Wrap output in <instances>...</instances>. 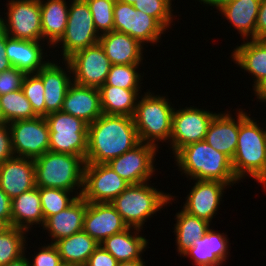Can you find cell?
I'll use <instances>...</instances> for the list:
<instances>
[{"label": "cell", "mask_w": 266, "mask_h": 266, "mask_svg": "<svg viewBox=\"0 0 266 266\" xmlns=\"http://www.w3.org/2000/svg\"><path fill=\"white\" fill-rule=\"evenodd\" d=\"M139 143L133 117L102 114L88 124L85 163L107 164Z\"/></svg>", "instance_id": "6da1fadb"}, {"label": "cell", "mask_w": 266, "mask_h": 266, "mask_svg": "<svg viewBox=\"0 0 266 266\" xmlns=\"http://www.w3.org/2000/svg\"><path fill=\"white\" fill-rule=\"evenodd\" d=\"M178 171L189 180L220 181L232 187L239 181L235 177L231 159L217 151L205 140L188 144L174 156ZM237 183V184H236Z\"/></svg>", "instance_id": "7a4b0ae2"}, {"label": "cell", "mask_w": 266, "mask_h": 266, "mask_svg": "<svg viewBox=\"0 0 266 266\" xmlns=\"http://www.w3.org/2000/svg\"><path fill=\"white\" fill-rule=\"evenodd\" d=\"M240 109V125L232 168L235 177L242 182L246 177L258 183L266 178V126L261 127L255 117ZM265 128V129H264Z\"/></svg>", "instance_id": "3957f363"}, {"label": "cell", "mask_w": 266, "mask_h": 266, "mask_svg": "<svg viewBox=\"0 0 266 266\" xmlns=\"http://www.w3.org/2000/svg\"><path fill=\"white\" fill-rule=\"evenodd\" d=\"M156 187L150 182L130 184L110 202L128 227L143 230L149 218L176 200L174 198L177 196L167 194Z\"/></svg>", "instance_id": "277c9868"}, {"label": "cell", "mask_w": 266, "mask_h": 266, "mask_svg": "<svg viewBox=\"0 0 266 266\" xmlns=\"http://www.w3.org/2000/svg\"><path fill=\"white\" fill-rule=\"evenodd\" d=\"M166 96L168 95L163 96L159 93L157 95L150 89L144 92V95L141 94L137 100L133 116L139 141L154 145L158 149L161 143L169 144L172 133L175 104H172Z\"/></svg>", "instance_id": "5b68a950"}, {"label": "cell", "mask_w": 266, "mask_h": 266, "mask_svg": "<svg viewBox=\"0 0 266 266\" xmlns=\"http://www.w3.org/2000/svg\"><path fill=\"white\" fill-rule=\"evenodd\" d=\"M34 163L37 187L60 188L81 196L86 164L81 156L48 151Z\"/></svg>", "instance_id": "8992f818"}, {"label": "cell", "mask_w": 266, "mask_h": 266, "mask_svg": "<svg viewBox=\"0 0 266 266\" xmlns=\"http://www.w3.org/2000/svg\"><path fill=\"white\" fill-rule=\"evenodd\" d=\"M49 127V151L86 158L88 124L63 111L45 117Z\"/></svg>", "instance_id": "52a82bcc"}, {"label": "cell", "mask_w": 266, "mask_h": 266, "mask_svg": "<svg viewBox=\"0 0 266 266\" xmlns=\"http://www.w3.org/2000/svg\"><path fill=\"white\" fill-rule=\"evenodd\" d=\"M69 14L66 30L61 39L52 47L62 45V59L66 60L76 51L99 43L100 34L97 32L90 8L85 0H69Z\"/></svg>", "instance_id": "ba28073f"}, {"label": "cell", "mask_w": 266, "mask_h": 266, "mask_svg": "<svg viewBox=\"0 0 266 266\" xmlns=\"http://www.w3.org/2000/svg\"><path fill=\"white\" fill-rule=\"evenodd\" d=\"M216 114L194 105L174 108L172 133L168 144L172 155L188 144L204 141L210 122Z\"/></svg>", "instance_id": "9c48e42d"}, {"label": "cell", "mask_w": 266, "mask_h": 266, "mask_svg": "<svg viewBox=\"0 0 266 266\" xmlns=\"http://www.w3.org/2000/svg\"><path fill=\"white\" fill-rule=\"evenodd\" d=\"M114 31L125 33L142 45L161 42L167 30L152 16L136 10L133 5L116 1L113 8ZM152 44V45H151Z\"/></svg>", "instance_id": "30bf717a"}, {"label": "cell", "mask_w": 266, "mask_h": 266, "mask_svg": "<svg viewBox=\"0 0 266 266\" xmlns=\"http://www.w3.org/2000/svg\"><path fill=\"white\" fill-rule=\"evenodd\" d=\"M8 2V3H7ZM3 12L7 36L15 39L45 42L42 37L39 0H7Z\"/></svg>", "instance_id": "8fae6325"}, {"label": "cell", "mask_w": 266, "mask_h": 266, "mask_svg": "<svg viewBox=\"0 0 266 266\" xmlns=\"http://www.w3.org/2000/svg\"><path fill=\"white\" fill-rule=\"evenodd\" d=\"M14 156L36 159L49 151V127L45 117L8 124Z\"/></svg>", "instance_id": "7c38bea8"}, {"label": "cell", "mask_w": 266, "mask_h": 266, "mask_svg": "<svg viewBox=\"0 0 266 266\" xmlns=\"http://www.w3.org/2000/svg\"><path fill=\"white\" fill-rule=\"evenodd\" d=\"M129 185L108 164L86 163L81 197L91 203H110Z\"/></svg>", "instance_id": "4fadbf2b"}, {"label": "cell", "mask_w": 266, "mask_h": 266, "mask_svg": "<svg viewBox=\"0 0 266 266\" xmlns=\"http://www.w3.org/2000/svg\"><path fill=\"white\" fill-rule=\"evenodd\" d=\"M66 61L70 64L74 83L95 88L105 84L111 67L100 43L76 51Z\"/></svg>", "instance_id": "5bb4252c"}, {"label": "cell", "mask_w": 266, "mask_h": 266, "mask_svg": "<svg viewBox=\"0 0 266 266\" xmlns=\"http://www.w3.org/2000/svg\"><path fill=\"white\" fill-rule=\"evenodd\" d=\"M158 148L140 142L132 150L110 160L107 164L129 184L149 182L156 172V154Z\"/></svg>", "instance_id": "9a60e30c"}, {"label": "cell", "mask_w": 266, "mask_h": 266, "mask_svg": "<svg viewBox=\"0 0 266 266\" xmlns=\"http://www.w3.org/2000/svg\"><path fill=\"white\" fill-rule=\"evenodd\" d=\"M191 180L195 182L183 202L182 210L211 223L221 205L224 190L230 187L220 181Z\"/></svg>", "instance_id": "2e32d148"}, {"label": "cell", "mask_w": 266, "mask_h": 266, "mask_svg": "<svg viewBox=\"0 0 266 266\" xmlns=\"http://www.w3.org/2000/svg\"><path fill=\"white\" fill-rule=\"evenodd\" d=\"M56 60L51 59L36 73L44 85L46 116L61 111L66 93L73 83L70 64L66 60H62V65H59Z\"/></svg>", "instance_id": "e0dca14e"}, {"label": "cell", "mask_w": 266, "mask_h": 266, "mask_svg": "<svg viewBox=\"0 0 266 266\" xmlns=\"http://www.w3.org/2000/svg\"><path fill=\"white\" fill-rule=\"evenodd\" d=\"M128 226L111 203H91L86 201L83 231L99 244L113 234L120 233Z\"/></svg>", "instance_id": "ac0fdd59"}, {"label": "cell", "mask_w": 266, "mask_h": 266, "mask_svg": "<svg viewBox=\"0 0 266 266\" xmlns=\"http://www.w3.org/2000/svg\"><path fill=\"white\" fill-rule=\"evenodd\" d=\"M34 187V159L13 156L0 164V188L11 200Z\"/></svg>", "instance_id": "d6986e66"}, {"label": "cell", "mask_w": 266, "mask_h": 266, "mask_svg": "<svg viewBox=\"0 0 266 266\" xmlns=\"http://www.w3.org/2000/svg\"><path fill=\"white\" fill-rule=\"evenodd\" d=\"M227 236L226 233H220L210 227L181 257H190L195 266H222L229 259L230 245Z\"/></svg>", "instance_id": "ffe728a7"}, {"label": "cell", "mask_w": 266, "mask_h": 266, "mask_svg": "<svg viewBox=\"0 0 266 266\" xmlns=\"http://www.w3.org/2000/svg\"><path fill=\"white\" fill-rule=\"evenodd\" d=\"M45 42H35L5 37L6 57L11 66L25 72L26 74L37 73L50 60L46 59L44 46H49ZM46 54V55H45ZM46 59V60H45Z\"/></svg>", "instance_id": "44dd1931"}, {"label": "cell", "mask_w": 266, "mask_h": 266, "mask_svg": "<svg viewBox=\"0 0 266 266\" xmlns=\"http://www.w3.org/2000/svg\"><path fill=\"white\" fill-rule=\"evenodd\" d=\"M225 111L218 112L214 116L208 127L205 141L232 160L238 142L240 109H235V118L230 111H227V109Z\"/></svg>", "instance_id": "7402d4cb"}, {"label": "cell", "mask_w": 266, "mask_h": 266, "mask_svg": "<svg viewBox=\"0 0 266 266\" xmlns=\"http://www.w3.org/2000/svg\"><path fill=\"white\" fill-rule=\"evenodd\" d=\"M61 111L93 123L103 112L99 88L72 83L66 93Z\"/></svg>", "instance_id": "603a6c76"}, {"label": "cell", "mask_w": 266, "mask_h": 266, "mask_svg": "<svg viewBox=\"0 0 266 266\" xmlns=\"http://www.w3.org/2000/svg\"><path fill=\"white\" fill-rule=\"evenodd\" d=\"M99 43L111 65L143 64L144 45L125 33L111 31L102 34Z\"/></svg>", "instance_id": "cb8c5ba5"}, {"label": "cell", "mask_w": 266, "mask_h": 266, "mask_svg": "<svg viewBox=\"0 0 266 266\" xmlns=\"http://www.w3.org/2000/svg\"><path fill=\"white\" fill-rule=\"evenodd\" d=\"M232 51L231 61L252 76L254 90L266 78V40L246 39Z\"/></svg>", "instance_id": "d4e9b609"}, {"label": "cell", "mask_w": 266, "mask_h": 266, "mask_svg": "<svg viewBox=\"0 0 266 266\" xmlns=\"http://www.w3.org/2000/svg\"><path fill=\"white\" fill-rule=\"evenodd\" d=\"M85 213L86 200L79 196L66 209L49 216L44 222L43 229L51 238L50 243L83 231Z\"/></svg>", "instance_id": "484cf974"}, {"label": "cell", "mask_w": 266, "mask_h": 266, "mask_svg": "<svg viewBox=\"0 0 266 266\" xmlns=\"http://www.w3.org/2000/svg\"><path fill=\"white\" fill-rule=\"evenodd\" d=\"M141 231V229L128 227L106 238L100 245L118 262L145 260L142 254L150 247L148 239L140 233Z\"/></svg>", "instance_id": "4316f807"}, {"label": "cell", "mask_w": 266, "mask_h": 266, "mask_svg": "<svg viewBox=\"0 0 266 266\" xmlns=\"http://www.w3.org/2000/svg\"><path fill=\"white\" fill-rule=\"evenodd\" d=\"M33 225L43 227L44 216L38 187L23 192L12 199L11 226L26 230L28 233ZM41 225V226H40Z\"/></svg>", "instance_id": "83f0119b"}, {"label": "cell", "mask_w": 266, "mask_h": 266, "mask_svg": "<svg viewBox=\"0 0 266 266\" xmlns=\"http://www.w3.org/2000/svg\"><path fill=\"white\" fill-rule=\"evenodd\" d=\"M261 0H233L220 8L219 14L234 27L241 40L255 39V27Z\"/></svg>", "instance_id": "f1b7e54d"}, {"label": "cell", "mask_w": 266, "mask_h": 266, "mask_svg": "<svg viewBox=\"0 0 266 266\" xmlns=\"http://www.w3.org/2000/svg\"><path fill=\"white\" fill-rule=\"evenodd\" d=\"M43 40L52 48L64 35L69 6L66 0H39Z\"/></svg>", "instance_id": "f546056e"}, {"label": "cell", "mask_w": 266, "mask_h": 266, "mask_svg": "<svg viewBox=\"0 0 266 266\" xmlns=\"http://www.w3.org/2000/svg\"><path fill=\"white\" fill-rule=\"evenodd\" d=\"M99 92L103 114L133 117L142 91L102 85Z\"/></svg>", "instance_id": "4dcf8cb0"}, {"label": "cell", "mask_w": 266, "mask_h": 266, "mask_svg": "<svg viewBox=\"0 0 266 266\" xmlns=\"http://www.w3.org/2000/svg\"><path fill=\"white\" fill-rule=\"evenodd\" d=\"M174 234L177 254L181 255L194 245V242L201 239L210 229L211 223L208 221L192 216L182 209L176 212L174 216Z\"/></svg>", "instance_id": "1f68e13d"}, {"label": "cell", "mask_w": 266, "mask_h": 266, "mask_svg": "<svg viewBox=\"0 0 266 266\" xmlns=\"http://www.w3.org/2000/svg\"><path fill=\"white\" fill-rule=\"evenodd\" d=\"M62 263L86 265L89 257L99 246L89 234L84 231L56 241Z\"/></svg>", "instance_id": "d6a6232c"}, {"label": "cell", "mask_w": 266, "mask_h": 266, "mask_svg": "<svg viewBox=\"0 0 266 266\" xmlns=\"http://www.w3.org/2000/svg\"><path fill=\"white\" fill-rule=\"evenodd\" d=\"M27 234L26 230L12 226L0 234V266L7 265L27 253Z\"/></svg>", "instance_id": "836d02e7"}, {"label": "cell", "mask_w": 266, "mask_h": 266, "mask_svg": "<svg viewBox=\"0 0 266 266\" xmlns=\"http://www.w3.org/2000/svg\"><path fill=\"white\" fill-rule=\"evenodd\" d=\"M1 109L7 124L38 117L22 89L0 96Z\"/></svg>", "instance_id": "e575fe53"}, {"label": "cell", "mask_w": 266, "mask_h": 266, "mask_svg": "<svg viewBox=\"0 0 266 266\" xmlns=\"http://www.w3.org/2000/svg\"><path fill=\"white\" fill-rule=\"evenodd\" d=\"M38 189L44 222L49 216L66 209L78 198V196L74 192L60 188L38 187Z\"/></svg>", "instance_id": "d590c367"}, {"label": "cell", "mask_w": 266, "mask_h": 266, "mask_svg": "<svg viewBox=\"0 0 266 266\" xmlns=\"http://www.w3.org/2000/svg\"><path fill=\"white\" fill-rule=\"evenodd\" d=\"M142 64H117L111 65L105 84L117 86L123 89H142L144 72L139 73V66Z\"/></svg>", "instance_id": "8d00e7d4"}, {"label": "cell", "mask_w": 266, "mask_h": 266, "mask_svg": "<svg viewBox=\"0 0 266 266\" xmlns=\"http://www.w3.org/2000/svg\"><path fill=\"white\" fill-rule=\"evenodd\" d=\"M172 1L174 0H140L136 1L133 6L136 10H141L149 16L154 17L169 31L173 25V20L177 17L173 12L172 6L174 4H172Z\"/></svg>", "instance_id": "74e56055"}, {"label": "cell", "mask_w": 266, "mask_h": 266, "mask_svg": "<svg viewBox=\"0 0 266 266\" xmlns=\"http://www.w3.org/2000/svg\"><path fill=\"white\" fill-rule=\"evenodd\" d=\"M90 8L97 32L102 35L114 31L113 8L116 0H85Z\"/></svg>", "instance_id": "f35d334b"}, {"label": "cell", "mask_w": 266, "mask_h": 266, "mask_svg": "<svg viewBox=\"0 0 266 266\" xmlns=\"http://www.w3.org/2000/svg\"><path fill=\"white\" fill-rule=\"evenodd\" d=\"M22 90L28 99L34 113L38 117H46L44 85L36 73L26 74L22 83Z\"/></svg>", "instance_id": "ab89813d"}, {"label": "cell", "mask_w": 266, "mask_h": 266, "mask_svg": "<svg viewBox=\"0 0 266 266\" xmlns=\"http://www.w3.org/2000/svg\"><path fill=\"white\" fill-rule=\"evenodd\" d=\"M38 250L30 258L28 257L30 266H61V257L54 243L48 242L44 246L41 244V248L39 247Z\"/></svg>", "instance_id": "60d3db41"}, {"label": "cell", "mask_w": 266, "mask_h": 266, "mask_svg": "<svg viewBox=\"0 0 266 266\" xmlns=\"http://www.w3.org/2000/svg\"><path fill=\"white\" fill-rule=\"evenodd\" d=\"M26 73L15 67L0 72V96L22 89Z\"/></svg>", "instance_id": "b9f144b4"}, {"label": "cell", "mask_w": 266, "mask_h": 266, "mask_svg": "<svg viewBox=\"0 0 266 266\" xmlns=\"http://www.w3.org/2000/svg\"><path fill=\"white\" fill-rule=\"evenodd\" d=\"M13 156L10 127L7 123L0 124V164Z\"/></svg>", "instance_id": "7bdbcfd3"}, {"label": "cell", "mask_w": 266, "mask_h": 266, "mask_svg": "<svg viewBox=\"0 0 266 266\" xmlns=\"http://www.w3.org/2000/svg\"><path fill=\"white\" fill-rule=\"evenodd\" d=\"M117 264L118 261L99 244L85 266H117Z\"/></svg>", "instance_id": "ee69618b"}, {"label": "cell", "mask_w": 266, "mask_h": 266, "mask_svg": "<svg viewBox=\"0 0 266 266\" xmlns=\"http://www.w3.org/2000/svg\"><path fill=\"white\" fill-rule=\"evenodd\" d=\"M255 39L266 40V0H261L260 3L255 27Z\"/></svg>", "instance_id": "f6af8a7d"}, {"label": "cell", "mask_w": 266, "mask_h": 266, "mask_svg": "<svg viewBox=\"0 0 266 266\" xmlns=\"http://www.w3.org/2000/svg\"><path fill=\"white\" fill-rule=\"evenodd\" d=\"M11 202L12 200L0 188V220L11 226Z\"/></svg>", "instance_id": "bcb514c9"}, {"label": "cell", "mask_w": 266, "mask_h": 266, "mask_svg": "<svg viewBox=\"0 0 266 266\" xmlns=\"http://www.w3.org/2000/svg\"><path fill=\"white\" fill-rule=\"evenodd\" d=\"M257 102L266 103V78L253 90Z\"/></svg>", "instance_id": "7dc6e473"}, {"label": "cell", "mask_w": 266, "mask_h": 266, "mask_svg": "<svg viewBox=\"0 0 266 266\" xmlns=\"http://www.w3.org/2000/svg\"><path fill=\"white\" fill-rule=\"evenodd\" d=\"M198 2H200V4H204V6H207V8L210 6L213 7V9L215 8L216 10H219L220 8H222L224 5L232 2L233 0H196Z\"/></svg>", "instance_id": "c3c4849f"}, {"label": "cell", "mask_w": 266, "mask_h": 266, "mask_svg": "<svg viewBox=\"0 0 266 266\" xmlns=\"http://www.w3.org/2000/svg\"><path fill=\"white\" fill-rule=\"evenodd\" d=\"M10 61L6 57L5 47H0V72L9 69Z\"/></svg>", "instance_id": "681fc988"}, {"label": "cell", "mask_w": 266, "mask_h": 266, "mask_svg": "<svg viewBox=\"0 0 266 266\" xmlns=\"http://www.w3.org/2000/svg\"><path fill=\"white\" fill-rule=\"evenodd\" d=\"M4 266H30V263L27 258V255L24 253L18 259H15L12 262H9L7 265H4Z\"/></svg>", "instance_id": "f907efd6"}, {"label": "cell", "mask_w": 266, "mask_h": 266, "mask_svg": "<svg viewBox=\"0 0 266 266\" xmlns=\"http://www.w3.org/2000/svg\"><path fill=\"white\" fill-rule=\"evenodd\" d=\"M6 36H7V34H6L4 19L0 15V47H5V37Z\"/></svg>", "instance_id": "816d5d0a"}, {"label": "cell", "mask_w": 266, "mask_h": 266, "mask_svg": "<svg viewBox=\"0 0 266 266\" xmlns=\"http://www.w3.org/2000/svg\"><path fill=\"white\" fill-rule=\"evenodd\" d=\"M144 260L118 262L117 266H146Z\"/></svg>", "instance_id": "f5cc1de1"}, {"label": "cell", "mask_w": 266, "mask_h": 266, "mask_svg": "<svg viewBox=\"0 0 266 266\" xmlns=\"http://www.w3.org/2000/svg\"><path fill=\"white\" fill-rule=\"evenodd\" d=\"M9 226L2 220H0V234L7 229Z\"/></svg>", "instance_id": "db71d44e"}, {"label": "cell", "mask_w": 266, "mask_h": 266, "mask_svg": "<svg viewBox=\"0 0 266 266\" xmlns=\"http://www.w3.org/2000/svg\"><path fill=\"white\" fill-rule=\"evenodd\" d=\"M116 1L133 5L136 1H140V0H116Z\"/></svg>", "instance_id": "11a10c76"}, {"label": "cell", "mask_w": 266, "mask_h": 266, "mask_svg": "<svg viewBox=\"0 0 266 266\" xmlns=\"http://www.w3.org/2000/svg\"><path fill=\"white\" fill-rule=\"evenodd\" d=\"M6 123L5 119H4V115L1 109V103H0V124H4Z\"/></svg>", "instance_id": "9f6ffc18"}, {"label": "cell", "mask_w": 266, "mask_h": 266, "mask_svg": "<svg viewBox=\"0 0 266 266\" xmlns=\"http://www.w3.org/2000/svg\"><path fill=\"white\" fill-rule=\"evenodd\" d=\"M61 266H84L80 264L62 263Z\"/></svg>", "instance_id": "6f0895ef"}, {"label": "cell", "mask_w": 266, "mask_h": 266, "mask_svg": "<svg viewBox=\"0 0 266 266\" xmlns=\"http://www.w3.org/2000/svg\"><path fill=\"white\" fill-rule=\"evenodd\" d=\"M260 184L263 187V189H265L264 191H266V178Z\"/></svg>", "instance_id": "680465c9"}]
</instances>
